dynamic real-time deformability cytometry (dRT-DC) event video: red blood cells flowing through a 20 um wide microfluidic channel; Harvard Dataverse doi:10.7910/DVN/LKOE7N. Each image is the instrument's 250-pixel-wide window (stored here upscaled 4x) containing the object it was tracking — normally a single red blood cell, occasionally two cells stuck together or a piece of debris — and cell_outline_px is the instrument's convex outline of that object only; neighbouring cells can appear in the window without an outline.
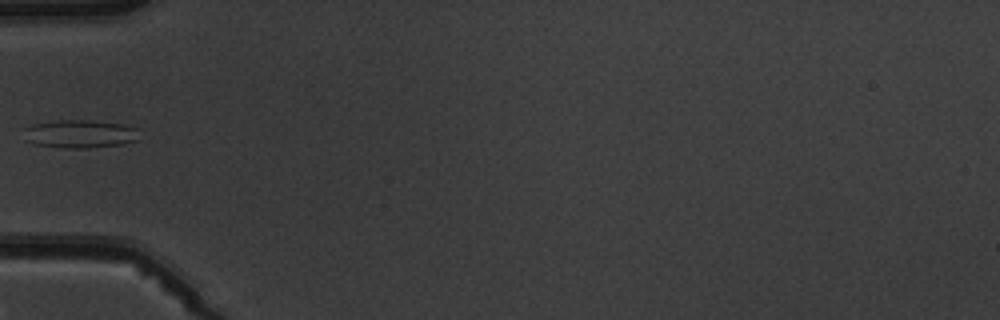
{"species": "common noctule bat (a hibernating species)", "species_latin": "Nyctalus noctula", "temperature_condition": "warm", "stored_images_in_passage": 7, "camera_frame_rate_fps": 3000, "um_per_image_px": 0.085, "animal": {"sex": "male", "body_mass_g": 19.5, "forearm_length_mm": 54.6}, "frame": {"image": 1, "passage_image": 5, "time_ms": 4.667, "image_size_px": [1000, 320], "cell_outline_px": [[136, 140], [124, 144], [84, 148], [60, 148], [36, 144], [24, 140], [24, 128], [32, 124], [60, 120], [88, 120], [124, 124], [136, 128]], "centroid_in_image_um": [6.74, 11.38], "position_along_channel_um": 78.3, "area_um2": 18.9}}
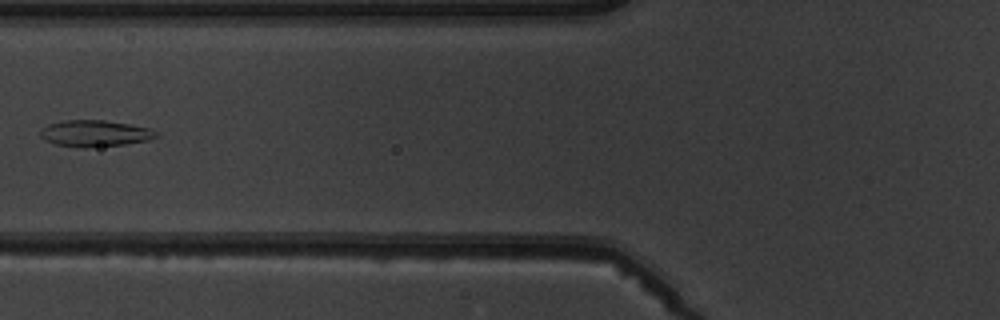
{"frame": {"image": 2, "passage_image": 6, "time_ms": 5.667, "image_size_px": [1000, 320], "cell_outline_px": [[160, 136], [148, 140], [124, 144], [84, 148], [76, 148], [56, 144], [44, 140], [40, 136], [40, 128], [48, 124], [64, 120], [104, 120], [128, 124], [148, 128], [160, 132]], "centroid_in_image_um": [8.05, 11.34], "position_along_channel_um": 117.8, "area_um2": 18.03}}
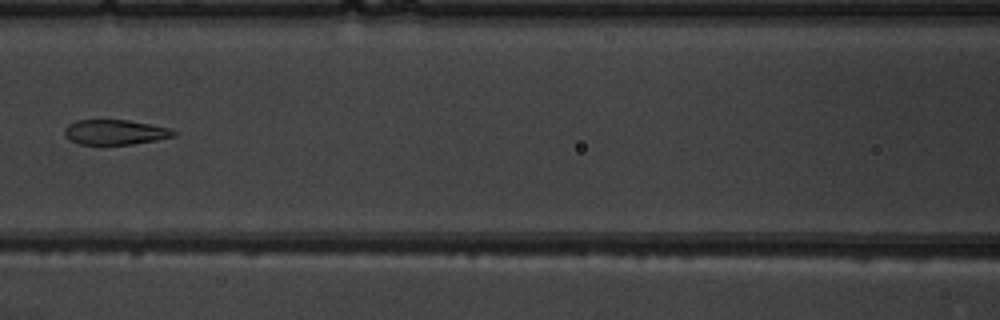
{"frame": {"image": 3, "passage_image": 7, "time_ms": 6.667, "image_size_px": [1000, 320], "cell_outline_px": [[176, 136], [156, 140], [132, 144], [80, 144], [68, 140], [64, 136], [64, 128], [68, 124], [76, 120], [128, 120], [172, 128], [176, 132]], "centroid_in_image_um": [9.77, 11.23], "position_along_channel_um": 156.8, "area_um2": 16.01}}